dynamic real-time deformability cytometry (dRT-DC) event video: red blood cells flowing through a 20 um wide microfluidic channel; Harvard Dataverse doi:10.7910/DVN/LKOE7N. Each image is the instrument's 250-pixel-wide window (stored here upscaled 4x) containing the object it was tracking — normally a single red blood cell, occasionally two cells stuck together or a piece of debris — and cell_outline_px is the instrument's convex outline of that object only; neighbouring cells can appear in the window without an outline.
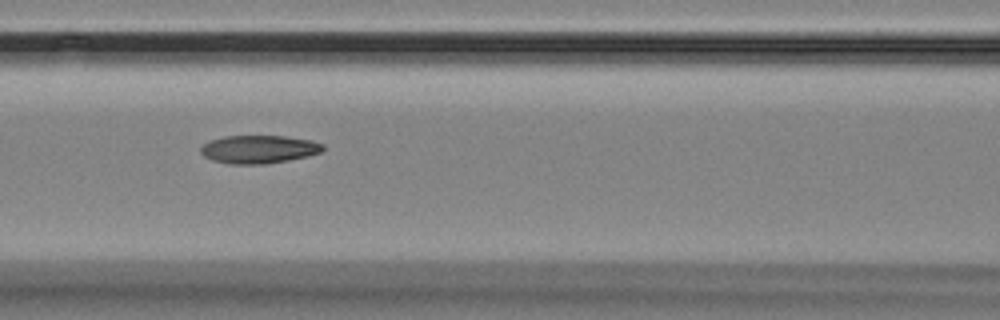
{"species": "Egyptian fruit bat (a non-hibernating species)", "species_latin": "Rousettus aegyptiacus", "temperature_condition": "room temperature", "stored_images_in_passage": 9, "camera_frame_rate_fps": 3000, "um_per_image_px": 0.085, "animal": {"sex": "female"}, "frame": {"image": 1, "passage_image": 7, "time_ms": 7.0, "image_size_px": [1000, 320], "cell_outline_px": [[324, 148], [320, 152], [308, 156], [288, 160], [264, 164], [228, 164], [212, 160], [204, 156], [200, 152], [200, 148], [204, 144], [212, 140], [224, 136], [284, 136], [312, 140], [324, 144]], "centroid_in_image_um": [22.0, 12.69], "position_along_channel_um": 144.6, "area_um2": 20.0}}
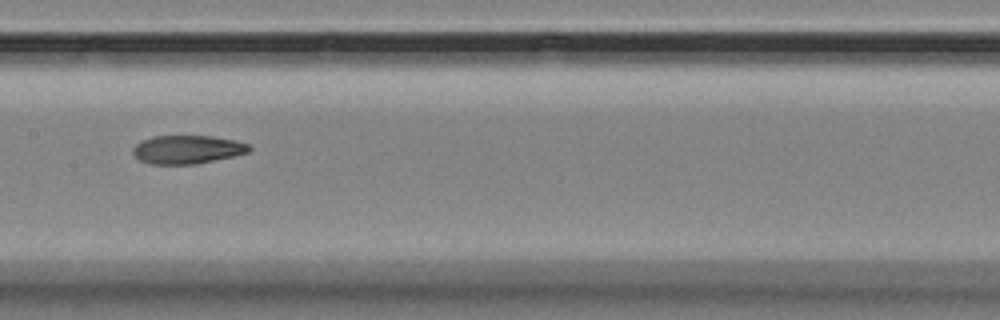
{"frame": {"image": 2, "passage_image": 8, "time_ms": 8.333, "image_size_px": [1000, 320], "cell_outline_px": [[252, 148], [248, 152], [232, 156], [196, 164], [152, 164], [140, 160], [132, 152], [132, 148], [140, 140], [152, 136], [212, 136], [236, 140], [252, 144]], "centroid_in_image_um": [15.93, 12.69], "position_along_channel_um": 191.5, "area_um2": 19.36}}
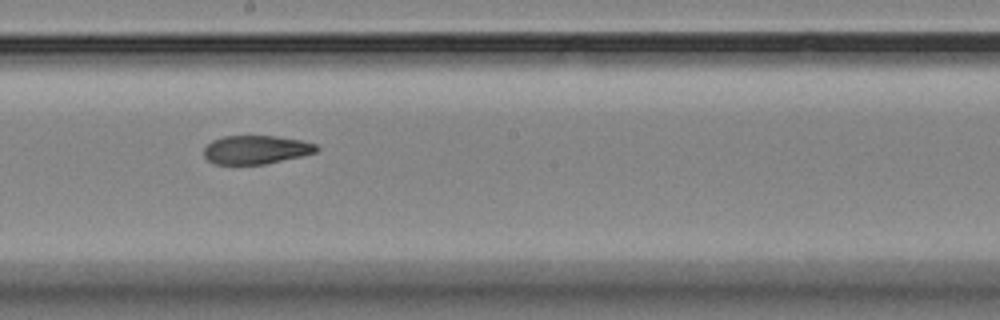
{"frame": {"image": 3, "passage_image": 9, "time_ms": 9.333, "image_size_px": [1000, 320], "cell_outline_px": [[320, 148], [316, 152], [304, 156], [264, 164], [216, 164], [208, 160], [204, 156], [204, 148], [212, 140], [224, 136], [276, 136], [300, 140], [316, 144]], "centroid_in_image_um": [21.78, 12.72], "position_along_channel_um": 226.4, "area_um2": 18.79}}